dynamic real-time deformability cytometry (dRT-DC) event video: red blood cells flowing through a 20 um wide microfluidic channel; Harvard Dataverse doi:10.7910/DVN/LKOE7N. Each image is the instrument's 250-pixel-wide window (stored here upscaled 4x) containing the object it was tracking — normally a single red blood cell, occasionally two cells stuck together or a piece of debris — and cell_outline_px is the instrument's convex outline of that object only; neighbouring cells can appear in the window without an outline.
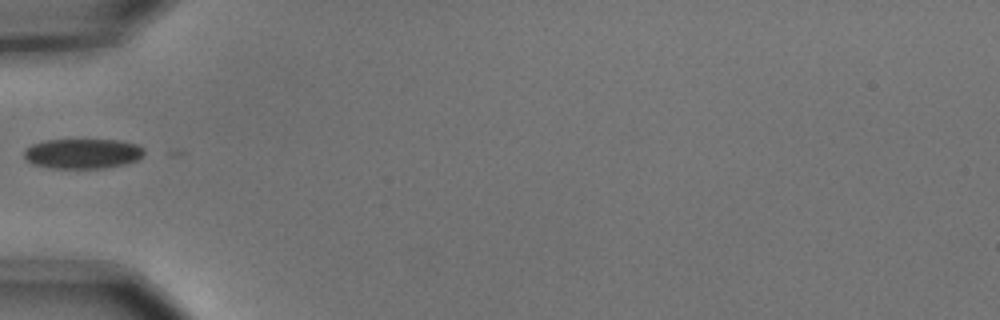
{"species": "common noctule bat (a hibernating species)", "species_latin": "Nyctalus noctula", "temperature_condition": "cold", "stored_images_in_passage": 5, "camera_frame_rate_fps": 3000, "um_per_image_px": 0.085, "animal": {"sex": "male", "body_mass_g": 15.6}, "frame": {"image": 1, "passage_image": 5, "time_ms": 1.333, "image_size_px": [1000, 320], "cell_outline_px": [[144, 156], [136, 160], [124, 164], [104, 168], [52, 168], [32, 164], [24, 156], [24, 152], [32, 144], [44, 140], [120, 140], [136, 144], [144, 148]], "centroid_in_image_um": [7.05, 13.05], "position_along_channel_um": 78.0, "area_um2": 20.92}}